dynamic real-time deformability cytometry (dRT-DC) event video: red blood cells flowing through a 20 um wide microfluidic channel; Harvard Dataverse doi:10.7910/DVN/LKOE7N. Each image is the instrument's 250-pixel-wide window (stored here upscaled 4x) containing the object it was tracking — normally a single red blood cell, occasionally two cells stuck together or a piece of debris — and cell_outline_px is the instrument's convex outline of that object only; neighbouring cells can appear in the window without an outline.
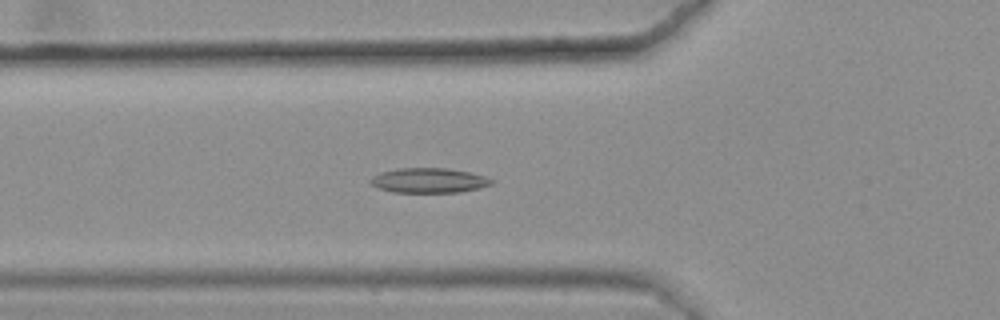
{"species": "common noctule bat (a hibernating species)", "species_latin": "Nyctalus noctula", "temperature_condition": "warm", "stored_images_in_passage": 48, "camera_frame_rate_fps": 3000, "um_per_image_px": 0.085, "animal": {"sex": "female", "body_mass_g": 25.1}, "frame": {"image": 1, "passage_image": 20, "time_ms": 6.333, "image_size_px": [1000, 320], "cell_outline_px": [[496, 180], [492, 184], [480, 188], [460, 192], [392, 192], [380, 188], [372, 184], [368, 180], [372, 176], [380, 172], [400, 168], [444, 168], [468, 172], [484, 176]], "centroid_in_image_um": [36.46, 15.34], "position_along_channel_um": 89.3, "area_um2": 17.46}}
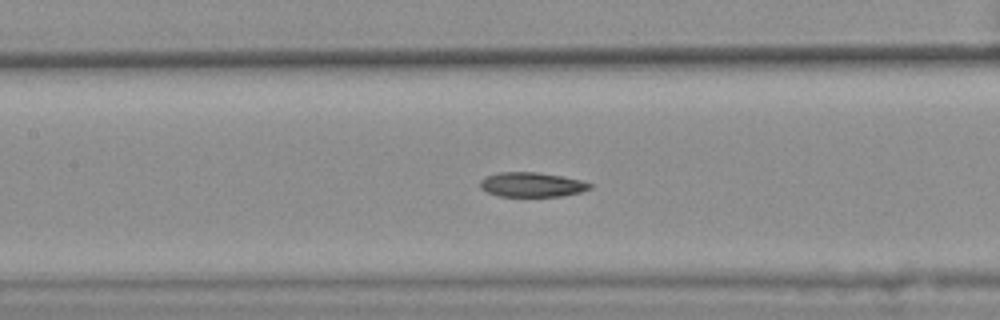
{"frame": {"image": 2, "passage_image": 26, "time_ms": 8.333, "image_size_px": [1000, 320], "cell_outline_px": [[592, 188], [580, 192], [564, 196], [500, 196], [488, 192], [480, 188], [480, 180], [484, 176], [500, 172], [536, 172], [560, 176], [580, 180], [592, 184]], "centroid_in_image_um": [45.19, 15.69], "position_along_channel_um": 162.2, "area_um2": 15.66}}
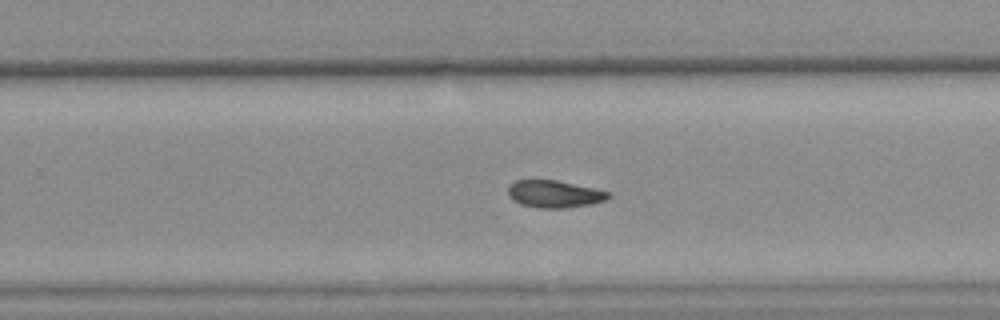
{"frame": {"image": 3, "passage_image": 36, "time_ms": 11.667, "image_size_px": [1000, 320], "cell_outline_px": [[612, 196], [608, 200], [592, 204], [564, 208], [540, 208], [520, 204], [512, 200], [508, 196], [508, 184], [516, 180], [556, 180], [612, 192]], "centroid_in_image_um": [47.14, 16.49], "position_along_channel_um": 282.7, "area_um2": 16.18}, "authors_computed_cell_mechanics": {"area_um2": 16.6175, "velocity_mm_per_s": 3.6255, "shape_relaxation_time_tau1_ms": null, "shape_relaxation_time_tau2_ms": 4.5145, "deformation_change_tau1": null, "deformation_change_tau2": 0.0955}}